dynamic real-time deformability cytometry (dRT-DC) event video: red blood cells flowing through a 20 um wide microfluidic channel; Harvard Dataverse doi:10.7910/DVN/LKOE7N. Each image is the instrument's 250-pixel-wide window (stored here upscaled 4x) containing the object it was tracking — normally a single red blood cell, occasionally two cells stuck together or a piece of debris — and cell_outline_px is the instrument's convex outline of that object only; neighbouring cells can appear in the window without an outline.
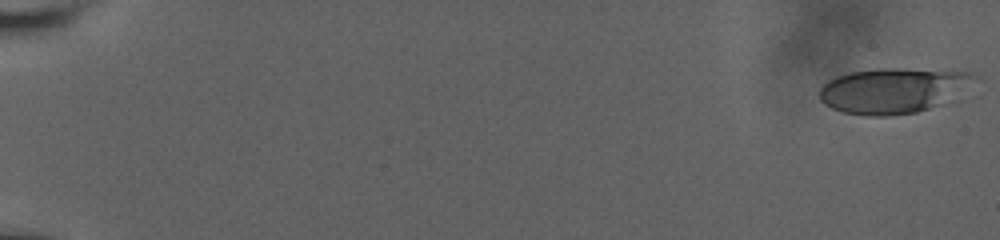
{"species": "human", "species_latin": "Homo sapiens", "temperature_condition": "room temperature", "stored_images_in_passage": 58, "camera_frame_rate_fps": 3000, "um_per_image_px": 0.085, "donor": {"sex": "male"}, "frame": {"image": 1, "passage_image": 1, "time_ms": 0.0, "image_size_px": [1000, 240], "cell_outline_px": [[984, 80], [940, 104], [916, 112], [892, 116], [868, 116], [844, 112], [832, 108], [824, 104], [820, 100], [820, 88], [828, 80], [836, 76], [848, 72], [876, 68], [896, 68], [972, 72], [980, 76]], "centroid_in_image_um": [75.98, 7.67], "position_along_channel_um": 9.0, "area_um2": 41.5}}
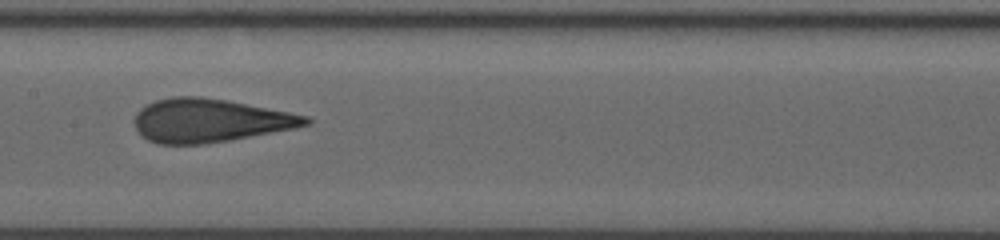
{"frame": {"image": 2, "passage_image": 32, "time_ms": 10.333, "image_size_px": [1000, 240], "cell_outline_px": [[312, 124], [232, 140], [204, 144], [156, 144], [148, 140], [136, 128], [132, 120], [136, 112], [140, 108], [156, 100], [172, 96], [200, 96], [228, 100], [308, 116], [312, 120]], "centroid_in_image_um": [17.8, 10.24], "position_along_channel_um": 189.6, "area_um2": 43.41}}
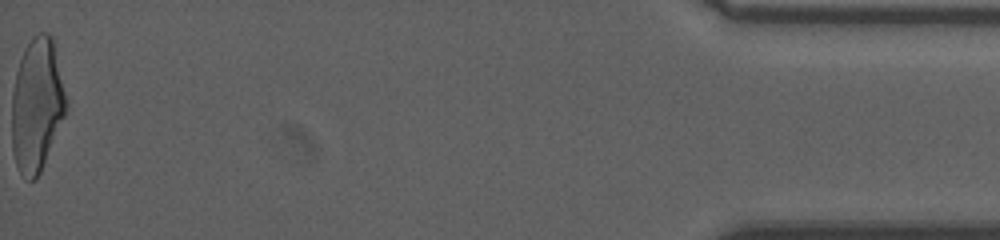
{"frame": {"image": 3, "passage_image": 58, "time_ms": 19.0, "image_size_px": [1000, 240], "cell_outline_px": [[64, 116], [40, 172], [36, 180], [24, 180], [16, 164], [12, 148], [12, 92], [16, 72], [24, 48], [40, 32], [48, 32], [52, 36], [64, 92]], "centroid_in_image_um": [3.09, 8.96], "position_along_channel_um": 432.1, "area_um2": 41.27}, "authors_computed_cell_mechanics": {"area_um2": 42.0495, "velocity_mm_per_s": 3.8165, "shape_relaxation_time_tau1_ms": 8.5304, "shape_relaxation_time_tau2_ms": 0.9016, "deformation_change_tau1": 0.2522, "deformation_change_tau2": 0.0948}}